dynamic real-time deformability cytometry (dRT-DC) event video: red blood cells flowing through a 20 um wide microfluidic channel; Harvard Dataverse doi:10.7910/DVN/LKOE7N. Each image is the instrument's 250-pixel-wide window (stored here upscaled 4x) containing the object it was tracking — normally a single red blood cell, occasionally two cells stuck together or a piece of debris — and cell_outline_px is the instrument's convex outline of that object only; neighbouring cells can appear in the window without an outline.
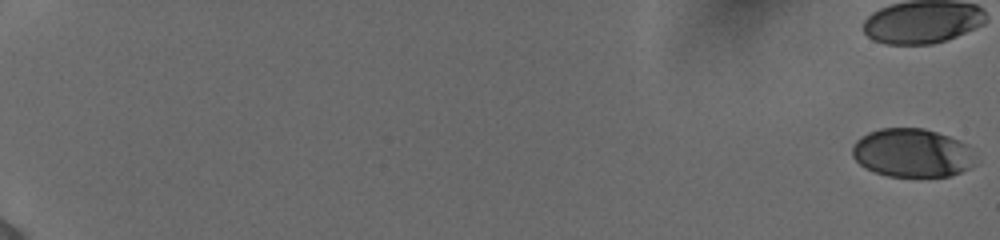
{"species": "human", "species_latin": "Homo sapiens", "temperature_condition": "cold", "stored_images_in_passage": 45, "camera_frame_rate_fps": 3000, "um_per_image_px": 0.085, "donor": {"sex": "female"}, "frame": {"image": 1, "passage_image": 1, "time_ms": 0.0, "image_size_px": [1000, 240], "cell_outline_px": [[976, 164], [952, 176], [888, 176], [864, 168], [852, 156], [852, 148], [856, 140], [860, 136], [868, 132], [880, 128], [924, 128], [960, 140], [968, 144], [976, 156]], "centroid_in_image_um": [77.55, 12.99], "position_along_channel_um": 7.4, "area_um2": 35.14}}